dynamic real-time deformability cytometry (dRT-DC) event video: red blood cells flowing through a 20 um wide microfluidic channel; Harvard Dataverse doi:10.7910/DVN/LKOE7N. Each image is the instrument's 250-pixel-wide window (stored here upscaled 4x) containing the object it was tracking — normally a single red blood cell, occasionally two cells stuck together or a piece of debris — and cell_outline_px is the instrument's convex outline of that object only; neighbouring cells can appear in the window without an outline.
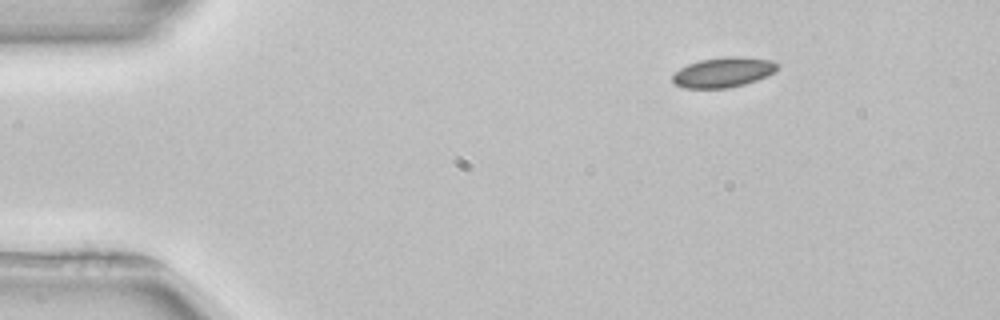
{"species": "common noctule bat (a hibernating species)", "species_latin": "Nyctalus noctula", "temperature_condition": "room temperature", "stored_images_in_passage": 46, "camera_frame_rate_fps": 3000, "um_per_image_px": 0.085, "animal": {"sex": "female", "body_mass_g": 22.7, "forearm_length_mm": 54.2}, "frame": {"image": 1, "passage_image": 1, "time_ms": 0.0, "image_size_px": [1000, 320], "cell_outline_px": [[780, 64], [776, 72], [756, 80], [744, 84], [728, 88], [684, 88], [676, 84], [672, 80], [672, 76], [680, 68], [688, 64], [700, 60], [724, 56], [740, 56], [772, 60]], "centroid_in_image_um": [61.52, 6.13], "position_along_channel_um": 23.5, "area_um2": 18.44}}
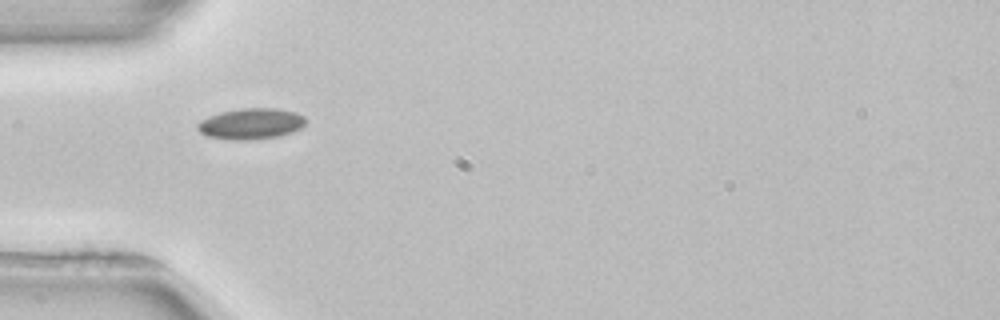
{"frame": {"image": 2, "passage_image": 10, "time_ms": 3.0, "image_size_px": [1000, 320], "cell_outline_px": [[304, 124], [300, 128], [292, 132], [280, 136], [248, 140], [232, 140], [204, 136], [196, 128], [196, 124], [200, 120], [208, 116], [220, 112], [240, 108], [280, 108], [296, 112], [304, 116]], "centroid_in_image_um": [21.29, 10.51], "position_along_channel_um": 63.7, "area_um2": 19.77}}
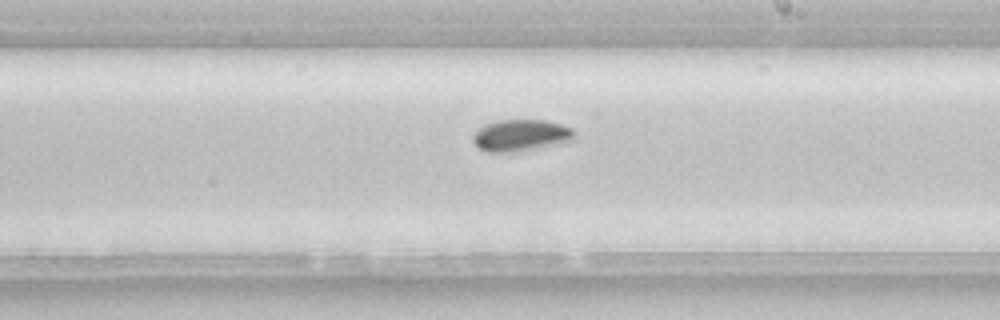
{"frame": {"image": 3, "passage_image": 24, "time_ms": 7.667, "image_size_px": [1000, 320], "cell_outline_px": [[576, 132], [572, 140], [536, 148], [512, 152], [488, 152], [480, 148], [472, 140], [472, 136], [484, 124], [500, 120], [548, 120], [572, 128]], "centroid_in_image_um": [44.27, 11.49], "position_along_channel_um": 244.7, "area_um2": 18.5}, "authors_computed_cell_mechanics": {"area_um2": 17.9758, "velocity_mm_per_s": 3.9124, "shape_relaxation_time_tau1_ms": 2.018, "shape_relaxation_time_tau2_ms": null, "deformation_change_tau1": 0.0466, "deformation_change_tau2": null}}